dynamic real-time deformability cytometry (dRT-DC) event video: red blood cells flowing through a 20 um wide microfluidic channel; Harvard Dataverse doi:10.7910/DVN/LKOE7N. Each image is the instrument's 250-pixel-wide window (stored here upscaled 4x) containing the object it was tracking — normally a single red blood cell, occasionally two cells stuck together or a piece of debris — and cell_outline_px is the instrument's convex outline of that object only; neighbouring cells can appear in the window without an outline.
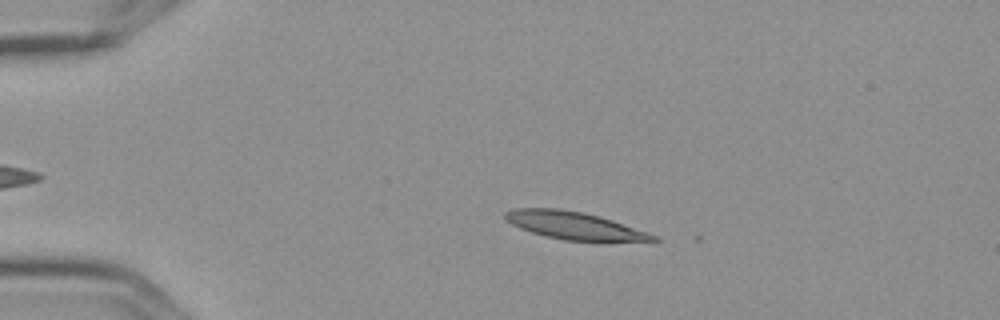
{"species": "Egyptian fruit bat (a non-hibernating species)", "species_latin": "Rousettus aegyptiacus", "temperature_condition": "cold", "stored_images_in_passage": 14, "camera_frame_rate_fps": 3000, "um_per_image_px": 0.085, "frame": {"image": 1, "passage_image": 2, "time_ms": 0.333, "image_size_px": [1000, 320], "cell_outline_px": [[660, 240], [564, 240], [532, 232], [520, 228], [512, 224], [504, 216], [504, 212], [512, 208], [556, 208], [584, 212], [612, 220], [648, 232], [656, 236]], "centroid_in_image_um": [48.74, 19.14], "position_along_channel_um": 36.3, "area_um2": 23.12}}
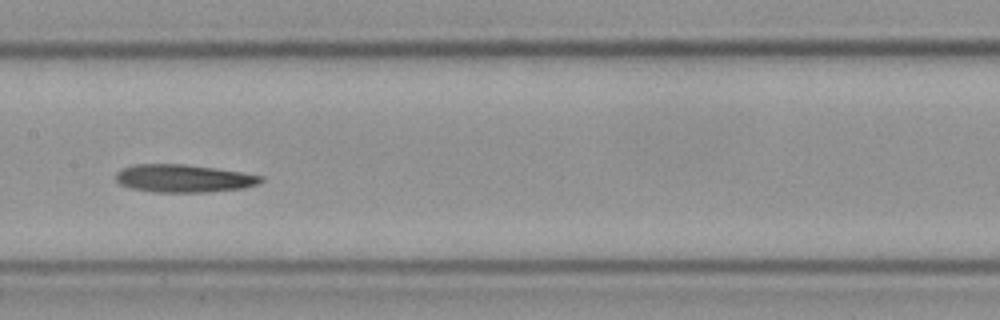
{"frame": {"image": 2, "passage_image": 7, "time_ms": 2.0, "image_size_px": [1000, 320], "cell_outline_px": [[264, 180], [256, 184], [244, 188], [208, 192], [152, 192], [132, 188], [120, 184], [116, 180], [116, 172], [120, 168], [132, 164], [184, 164], [216, 168], [264, 176]], "centroid_in_image_um": [15.58, 15.16], "position_along_channel_um": 191.8, "area_um2": 23.64}}
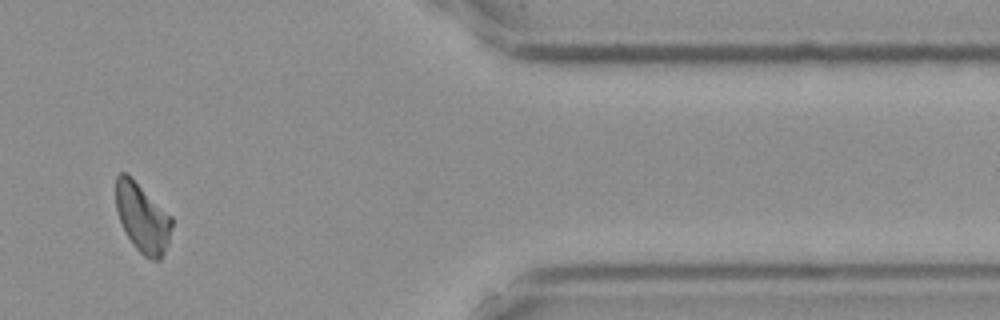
{"frame": {"image": 3, "passage_image": 12, "time_ms": 3.667, "image_size_px": [1000, 320], "cell_outline_px": [[172, 224], [168, 244], [160, 260], [148, 260], [132, 244], [120, 220], [116, 208], [116, 176], [120, 172], [124, 172], [172, 216]], "centroid_in_image_um": [12.11, 18.56], "position_along_channel_um": 399.3, "area_um2": 22.02}}